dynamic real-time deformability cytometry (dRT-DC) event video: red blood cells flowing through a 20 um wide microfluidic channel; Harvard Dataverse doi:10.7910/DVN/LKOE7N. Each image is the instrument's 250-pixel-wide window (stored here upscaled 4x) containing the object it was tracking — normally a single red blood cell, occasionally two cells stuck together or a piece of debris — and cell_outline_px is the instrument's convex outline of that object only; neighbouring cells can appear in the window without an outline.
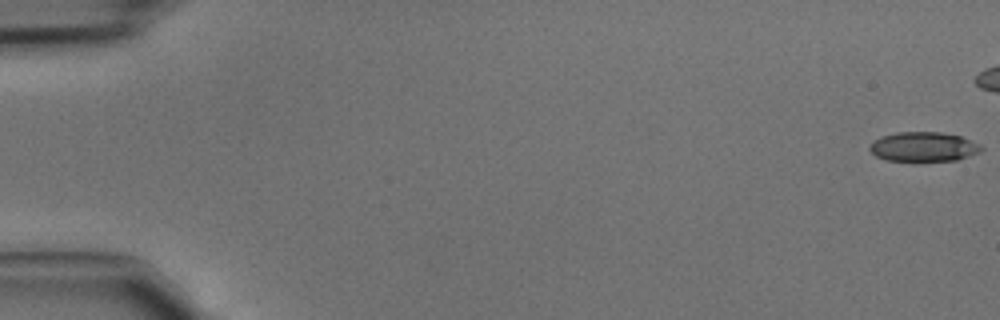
{"species": "common noctule bat (a hibernating species)", "species_latin": "Nyctalus noctula", "temperature_condition": "cold", "stored_images_in_passage": 13, "camera_frame_rate_fps": 3000, "um_per_image_px": 0.085, "animal": {"sex": "male", "body_mass_g": 15.6}, "frame": {"image": 1, "passage_image": 1, "time_ms": 0.0, "image_size_px": [1000, 320], "cell_outline_px": [[984, 148], [980, 152], [956, 160], [888, 160], [876, 156], [868, 148], [868, 144], [884, 136], [896, 132], [940, 132], [960, 136], [980, 144]], "centroid_in_image_um": [78.51, 12.46], "position_along_channel_um": 6.5, "area_um2": 18.9}}